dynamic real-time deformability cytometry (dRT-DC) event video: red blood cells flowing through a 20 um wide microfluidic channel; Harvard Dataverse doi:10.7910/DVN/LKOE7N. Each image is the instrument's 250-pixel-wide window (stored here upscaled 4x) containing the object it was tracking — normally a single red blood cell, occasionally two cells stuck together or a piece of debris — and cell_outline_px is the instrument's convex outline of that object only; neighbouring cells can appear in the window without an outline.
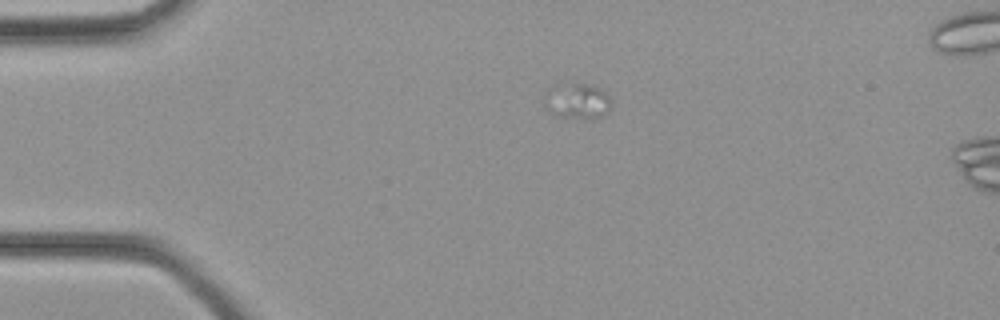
{"species": "common noctule bat (a hibernating species)", "species_latin": "Nyctalus noctula", "temperature_condition": "cold", "stored_images_in_passage": 4, "camera_frame_rate_fps": 3000, "um_per_image_px": 0.085, "animal": {"sex": "female", "body_mass_g": 21.9}, "frame": {"image": 1, "passage_image": 1, "time_ms": 0.0, "image_size_px": [1000, 320], "cell_outline_px": [[612, 100], [608, 112], [604, 116], [560, 116], [548, 112], [544, 104], [544, 92], [552, 84], [588, 84], [600, 88]], "centroid_in_image_um": [49.0, 8.53], "position_along_channel_um": 36.0, "area_um2": 13.7}}